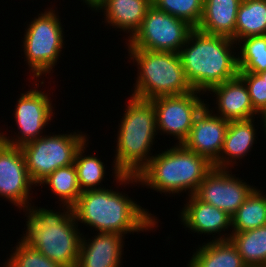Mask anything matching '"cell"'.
Here are the masks:
<instances>
[{
	"instance_id": "obj_27",
	"label": "cell",
	"mask_w": 266,
	"mask_h": 267,
	"mask_svg": "<svg viewBox=\"0 0 266 267\" xmlns=\"http://www.w3.org/2000/svg\"><path fill=\"white\" fill-rule=\"evenodd\" d=\"M239 72L266 71V35L248 36L237 42Z\"/></svg>"
},
{
	"instance_id": "obj_1",
	"label": "cell",
	"mask_w": 266,
	"mask_h": 267,
	"mask_svg": "<svg viewBox=\"0 0 266 267\" xmlns=\"http://www.w3.org/2000/svg\"><path fill=\"white\" fill-rule=\"evenodd\" d=\"M115 189L107 188L83 191L72 212L77 224H83L93 232L117 233L126 237L131 233L155 232L160 219L147 208L140 206L133 197L119 187L140 186L136 175L122 174L113 180ZM112 187V188H111ZM110 188V189H108ZM117 188V189H116ZM156 229V230H155ZM150 230V231H149ZM154 230V231H153Z\"/></svg>"
},
{
	"instance_id": "obj_9",
	"label": "cell",
	"mask_w": 266,
	"mask_h": 267,
	"mask_svg": "<svg viewBox=\"0 0 266 267\" xmlns=\"http://www.w3.org/2000/svg\"><path fill=\"white\" fill-rule=\"evenodd\" d=\"M44 81L45 80L42 79L40 81L33 80L31 83L32 88L30 87V89H28L29 91L27 90L24 93L18 94L20 96L17 98V103L13 111L17 130L14 128L16 132L11 131L14 132V134H8L6 131L5 133L4 131L2 132L0 128V141L10 146L21 147L46 134L45 131L47 129L45 128H48L49 124L51 125L50 122H52L57 113L55 114L54 109L56 106L55 104L53 105V100L51 99V96L53 97V92L52 95L50 94V89L46 92V89L43 88L44 85L46 86ZM41 86H43L42 89H40Z\"/></svg>"
},
{
	"instance_id": "obj_14",
	"label": "cell",
	"mask_w": 266,
	"mask_h": 267,
	"mask_svg": "<svg viewBox=\"0 0 266 267\" xmlns=\"http://www.w3.org/2000/svg\"><path fill=\"white\" fill-rule=\"evenodd\" d=\"M185 199L183 208L178 211V218L186 231L188 229L189 233H197L198 236L200 234L211 235L212 237L208 241L231 238L230 215L211 204L201 201L195 194L187 196Z\"/></svg>"
},
{
	"instance_id": "obj_16",
	"label": "cell",
	"mask_w": 266,
	"mask_h": 267,
	"mask_svg": "<svg viewBox=\"0 0 266 267\" xmlns=\"http://www.w3.org/2000/svg\"><path fill=\"white\" fill-rule=\"evenodd\" d=\"M205 94L211 95L212 99L215 97L212 100L214 101L212 105L215 107H211V104L207 102L208 109L225 120H248L260 116L254 110L246 84L239 75L213 86Z\"/></svg>"
},
{
	"instance_id": "obj_29",
	"label": "cell",
	"mask_w": 266,
	"mask_h": 267,
	"mask_svg": "<svg viewBox=\"0 0 266 267\" xmlns=\"http://www.w3.org/2000/svg\"><path fill=\"white\" fill-rule=\"evenodd\" d=\"M11 253L0 267H63L56 263L33 247H29L21 239H17Z\"/></svg>"
},
{
	"instance_id": "obj_20",
	"label": "cell",
	"mask_w": 266,
	"mask_h": 267,
	"mask_svg": "<svg viewBox=\"0 0 266 267\" xmlns=\"http://www.w3.org/2000/svg\"><path fill=\"white\" fill-rule=\"evenodd\" d=\"M242 0H204L199 31L232 38L235 41L237 12Z\"/></svg>"
},
{
	"instance_id": "obj_4",
	"label": "cell",
	"mask_w": 266,
	"mask_h": 267,
	"mask_svg": "<svg viewBox=\"0 0 266 267\" xmlns=\"http://www.w3.org/2000/svg\"><path fill=\"white\" fill-rule=\"evenodd\" d=\"M125 104L115 135L116 148L111 164L114 180L122 174L137 175L154 156L153 145L159 135L156 111L150 100L130 96Z\"/></svg>"
},
{
	"instance_id": "obj_28",
	"label": "cell",
	"mask_w": 266,
	"mask_h": 267,
	"mask_svg": "<svg viewBox=\"0 0 266 267\" xmlns=\"http://www.w3.org/2000/svg\"><path fill=\"white\" fill-rule=\"evenodd\" d=\"M152 5L197 28L203 14L204 0H152Z\"/></svg>"
},
{
	"instance_id": "obj_2",
	"label": "cell",
	"mask_w": 266,
	"mask_h": 267,
	"mask_svg": "<svg viewBox=\"0 0 266 267\" xmlns=\"http://www.w3.org/2000/svg\"><path fill=\"white\" fill-rule=\"evenodd\" d=\"M58 206L60 209L53 210L48 206L38 207L33 202L23 211L27 221L20 239L63 267H76L83 233L72 207Z\"/></svg>"
},
{
	"instance_id": "obj_13",
	"label": "cell",
	"mask_w": 266,
	"mask_h": 267,
	"mask_svg": "<svg viewBox=\"0 0 266 267\" xmlns=\"http://www.w3.org/2000/svg\"><path fill=\"white\" fill-rule=\"evenodd\" d=\"M233 173L232 169L213 167L200 183L195 195L232 216L256 188Z\"/></svg>"
},
{
	"instance_id": "obj_23",
	"label": "cell",
	"mask_w": 266,
	"mask_h": 267,
	"mask_svg": "<svg viewBox=\"0 0 266 267\" xmlns=\"http://www.w3.org/2000/svg\"><path fill=\"white\" fill-rule=\"evenodd\" d=\"M89 143L90 141L88 139L82 144L76 153L74 161L77 170L79 188L82 192L106 188V186H103L102 182L107 179L105 176L108 175L106 172V169L108 168L106 166L107 164H104V161L102 162L101 158H98L97 155L92 153L87 154Z\"/></svg>"
},
{
	"instance_id": "obj_6",
	"label": "cell",
	"mask_w": 266,
	"mask_h": 267,
	"mask_svg": "<svg viewBox=\"0 0 266 267\" xmlns=\"http://www.w3.org/2000/svg\"><path fill=\"white\" fill-rule=\"evenodd\" d=\"M127 51V62H133V66L138 69L130 96L152 100L161 96L183 95L194 91L187 80L179 53L142 49Z\"/></svg>"
},
{
	"instance_id": "obj_32",
	"label": "cell",
	"mask_w": 266,
	"mask_h": 267,
	"mask_svg": "<svg viewBox=\"0 0 266 267\" xmlns=\"http://www.w3.org/2000/svg\"><path fill=\"white\" fill-rule=\"evenodd\" d=\"M264 119V125H263V133L262 135H264V138L266 139V115L263 116Z\"/></svg>"
},
{
	"instance_id": "obj_22",
	"label": "cell",
	"mask_w": 266,
	"mask_h": 267,
	"mask_svg": "<svg viewBox=\"0 0 266 267\" xmlns=\"http://www.w3.org/2000/svg\"><path fill=\"white\" fill-rule=\"evenodd\" d=\"M46 185V187H45ZM49 188L54 198L58 199L59 205L73 206L82 191L79 188L77 170L74 164L60 167L43 179L37 187ZM56 196V197H55Z\"/></svg>"
},
{
	"instance_id": "obj_15",
	"label": "cell",
	"mask_w": 266,
	"mask_h": 267,
	"mask_svg": "<svg viewBox=\"0 0 266 267\" xmlns=\"http://www.w3.org/2000/svg\"><path fill=\"white\" fill-rule=\"evenodd\" d=\"M228 125V120L213 114L205 105L194 117L193 126L182 145L214 166L223 149Z\"/></svg>"
},
{
	"instance_id": "obj_24",
	"label": "cell",
	"mask_w": 266,
	"mask_h": 267,
	"mask_svg": "<svg viewBox=\"0 0 266 267\" xmlns=\"http://www.w3.org/2000/svg\"><path fill=\"white\" fill-rule=\"evenodd\" d=\"M266 225V193L255 188L231 216L232 232H243Z\"/></svg>"
},
{
	"instance_id": "obj_26",
	"label": "cell",
	"mask_w": 266,
	"mask_h": 267,
	"mask_svg": "<svg viewBox=\"0 0 266 267\" xmlns=\"http://www.w3.org/2000/svg\"><path fill=\"white\" fill-rule=\"evenodd\" d=\"M257 35H266V0H242L237 12L235 42Z\"/></svg>"
},
{
	"instance_id": "obj_33",
	"label": "cell",
	"mask_w": 266,
	"mask_h": 267,
	"mask_svg": "<svg viewBox=\"0 0 266 267\" xmlns=\"http://www.w3.org/2000/svg\"><path fill=\"white\" fill-rule=\"evenodd\" d=\"M263 79H266V71L258 73Z\"/></svg>"
},
{
	"instance_id": "obj_3",
	"label": "cell",
	"mask_w": 266,
	"mask_h": 267,
	"mask_svg": "<svg viewBox=\"0 0 266 267\" xmlns=\"http://www.w3.org/2000/svg\"><path fill=\"white\" fill-rule=\"evenodd\" d=\"M237 51V43L232 38L194 28L179 51L192 88L206 93L213 86L238 76Z\"/></svg>"
},
{
	"instance_id": "obj_7",
	"label": "cell",
	"mask_w": 266,
	"mask_h": 267,
	"mask_svg": "<svg viewBox=\"0 0 266 267\" xmlns=\"http://www.w3.org/2000/svg\"><path fill=\"white\" fill-rule=\"evenodd\" d=\"M53 5L48 9L37 13L30 22H25L26 28L24 38L21 37L22 50L24 52V62L30 73L32 80H45L44 77L54 73L55 65L59 64V58L65 49V25L61 22L59 12ZM24 48V49H23ZM52 71V72H51Z\"/></svg>"
},
{
	"instance_id": "obj_17",
	"label": "cell",
	"mask_w": 266,
	"mask_h": 267,
	"mask_svg": "<svg viewBox=\"0 0 266 267\" xmlns=\"http://www.w3.org/2000/svg\"><path fill=\"white\" fill-rule=\"evenodd\" d=\"M76 267H122L125 236L117 233L94 232L89 238L82 232Z\"/></svg>"
},
{
	"instance_id": "obj_5",
	"label": "cell",
	"mask_w": 266,
	"mask_h": 267,
	"mask_svg": "<svg viewBox=\"0 0 266 267\" xmlns=\"http://www.w3.org/2000/svg\"><path fill=\"white\" fill-rule=\"evenodd\" d=\"M157 150L151 160L137 173L141 188L154 190L175 198L182 193L194 195L213 164L203 156L176 144ZM169 194V195H168ZM181 194V195H180ZM171 195V196H170Z\"/></svg>"
},
{
	"instance_id": "obj_8",
	"label": "cell",
	"mask_w": 266,
	"mask_h": 267,
	"mask_svg": "<svg viewBox=\"0 0 266 267\" xmlns=\"http://www.w3.org/2000/svg\"><path fill=\"white\" fill-rule=\"evenodd\" d=\"M80 131L50 132L21 146L29 176L37 186L56 169L74 164L78 149L90 138Z\"/></svg>"
},
{
	"instance_id": "obj_30",
	"label": "cell",
	"mask_w": 266,
	"mask_h": 267,
	"mask_svg": "<svg viewBox=\"0 0 266 267\" xmlns=\"http://www.w3.org/2000/svg\"><path fill=\"white\" fill-rule=\"evenodd\" d=\"M244 80L254 110L260 115H266V79L257 73L239 72Z\"/></svg>"
},
{
	"instance_id": "obj_31",
	"label": "cell",
	"mask_w": 266,
	"mask_h": 267,
	"mask_svg": "<svg viewBox=\"0 0 266 267\" xmlns=\"http://www.w3.org/2000/svg\"><path fill=\"white\" fill-rule=\"evenodd\" d=\"M82 3L85 5H87L88 10L90 8V10L93 12H95L97 10V8L103 3L104 0H81Z\"/></svg>"
},
{
	"instance_id": "obj_18",
	"label": "cell",
	"mask_w": 266,
	"mask_h": 267,
	"mask_svg": "<svg viewBox=\"0 0 266 267\" xmlns=\"http://www.w3.org/2000/svg\"><path fill=\"white\" fill-rule=\"evenodd\" d=\"M256 120L258 121V125L255 122ZM256 120L252 118L248 120L229 121L223 149L214 168L235 170L234 167L239 165L238 163L242 161L241 159H244L245 156L247 157V154L251 153L252 149H254L253 145L257 144L258 128L262 129L260 131H263L264 125L263 116L256 117Z\"/></svg>"
},
{
	"instance_id": "obj_10",
	"label": "cell",
	"mask_w": 266,
	"mask_h": 267,
	"mask_svg": "<svg viewBox=\"0 0 266 267\" xmlns=\"http://www.w3.org/2000/svg\"><path fill=\"white\" fill-rule=\"evenodd\" d=\"M194 28L152 5L140 29L125 42V49H142L155 52L179 53Z\"/></svg>"
},
{
	"instance_id": "obj_19",
	"label": "cell",
	"mask_w": 266,
	"mask_h": 267,
	"mask_svg": "<svg viewBox=\"0 0 266 267\" xmlns=\"http://www.w3.org/2000/svg\"><path fill=\"white\" fill-rule=\"evenodd\" d=\"M151 6L152 0H104L95 13H103L106 26L128 34L123 39L127 42L140 29Z\"/></svg>"
},
{
	"instance_id": "obj_25",
	"label": "cell",
	"mask_w": 266,
	"mask_h": 267,
	"mask_svg": "<svg viewBox=\"0 0 266 267\" xmlns=\"http://www.w3.org/2000/svg\"><path fill=\"white\" fill-rule=\"evenodd\" d=\"M230 240L248 267L266 266V225L243 232H232Z\"/></svg>"
},
{
	"instance_id": "obj_12",
	"label": "cell",
	"mask_w": 266,
	"mask_h": 267,
	"mask_svg": "<svg viewBox=\"0 0 266 267\" xmlns=\"http://www.w3.org/2000/svg\"><path fill=\"white\" fill-rule=\"evenodd\" d=\"M35 187L21 147L0 141V198L13 204L21 213L33 203L32 189Z\"/></svg>"
},
{
	"instance_id": "obj_21",
	"label": "cell",
	"mask_w": 266,
	"mask_h": 267,
	"mask_svg": "<svg viewBox=\"0 0 266 267\" xmlns=\"http://www.w3.org/2000/svg\"><path fill=\"white\" fill-rule=\"evenodd\" d=\"M195 249L187 267H248L230 239L203 242Z\"/></svg>"
},
{
	"instance_id": "obj_11",
	"label": "cell",
	"mask_w": 266,
	"mask_h": 267,
	"mask_svg": "<svg viewBox=\"0 0 266 267\" xmlns=\"http://www.w3.org/2000/svg\"><path fill=\"white\" fill-rule=\"evenodd\" d=\"M204 94L194 90L183 95L161 96L150 100L156 111L159 135L171 136L177 140L176 144H182L193 126L194 117L206 105V100L209 101L203 98Z\"/></svg>"
}]
</instances>
